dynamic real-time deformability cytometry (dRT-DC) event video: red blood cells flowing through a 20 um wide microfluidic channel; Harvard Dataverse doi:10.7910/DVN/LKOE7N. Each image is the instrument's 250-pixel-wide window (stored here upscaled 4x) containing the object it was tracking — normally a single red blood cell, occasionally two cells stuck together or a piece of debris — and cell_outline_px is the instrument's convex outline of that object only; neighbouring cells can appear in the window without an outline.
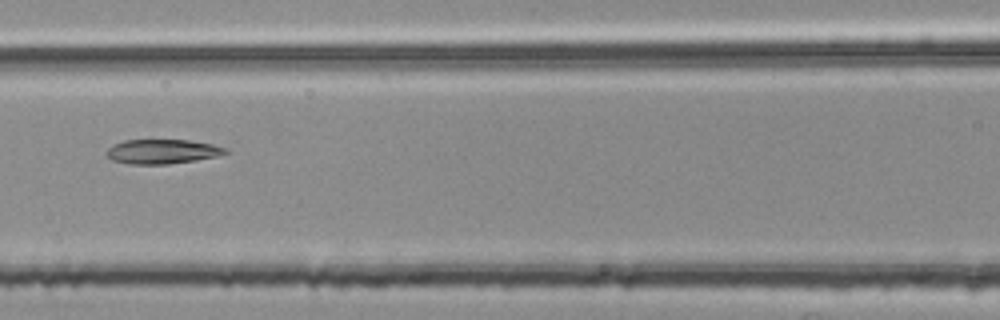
{"species": "common noctule bat (a hibernating species)", "species_latin": "Nyctalus noctula", "temperature_condition": "room temperature", "stored_images_in_passage": 7, "camera_frame_rate_fps": 3000, "um_per_image_px": 0.085, "animal": {"sex": "female", "body_mass_g": 25.1}, "frame": {"image": 1, "passage_image": 5, "time_ms": 1.333, "image_size_px": [1000, 320], "cell_outline_px": [[232, 152], [216, 156], [196, 160], [168, 164], [128, 164], [112, 160], [104, 152], [112, 144], [124, 140], [188, 140], [212, 144], [228, 148]], "centroid_in_image_um": [13.8, 12.88], "position_along_channel_um": 152.8, "area_um2": 17.11}}
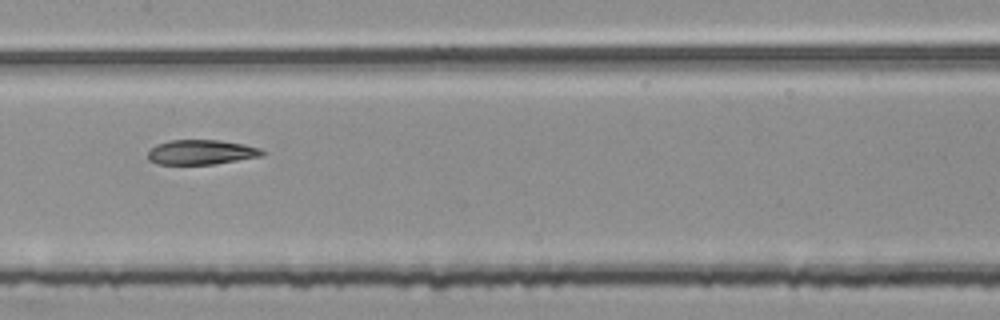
{"frame": {"image": 2, "passage_image": 6, "time_ms": 1.667, "image_size_px": [1000, 320], "cell_outline_px": [[268, 152], [264, 156], [212, 164], [156, 164], [148, 160], [148, 152], [156, 144], [168, 140], [220, 140], [244, 144], [260, 148]], "centroid_in_image_um": [17.13, 12.93], "position_along_channel_um": 190.3, "area_um2": 16.65}}
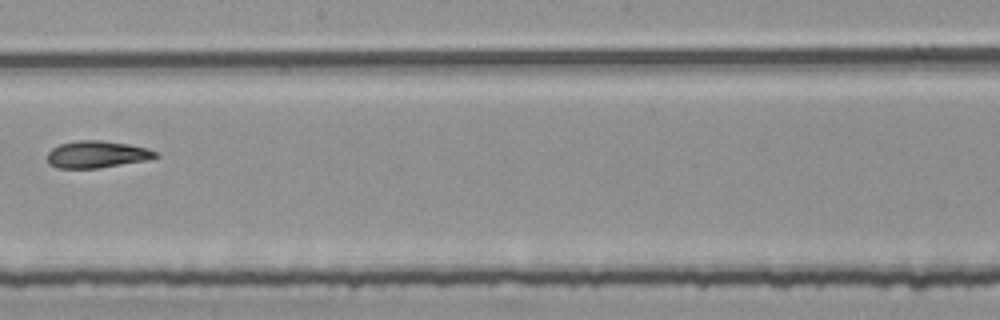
{"frame": {"image": 3, "passage_image": 7, "time_ms": 2.0, "image_size_px": [1000, 320], "cell_outline_px": [[160, 156], [144, 160], [100, 168], [56, 168], [48, 164], [48, 152], [52, 148], [60, 144], [76, 140], [100, 140], [128, 144], [148, 148], [160, 152]], "centroid_in_image_um": [8.24, 13.12], "position_along_channel_um": 240.0, "area_um2": 17.11}}